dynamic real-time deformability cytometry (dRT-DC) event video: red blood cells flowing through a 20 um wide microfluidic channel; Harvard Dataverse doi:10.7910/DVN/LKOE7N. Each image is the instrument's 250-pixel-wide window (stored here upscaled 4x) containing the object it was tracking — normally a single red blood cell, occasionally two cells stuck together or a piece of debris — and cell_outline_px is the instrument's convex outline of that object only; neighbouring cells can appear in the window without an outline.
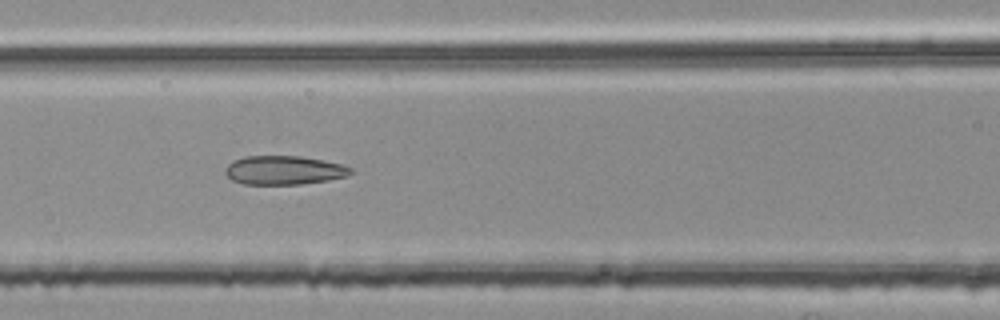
{"species": "common noctule bat (a hibernating species)", "species_latin": "Nyctalus noctula", "temperature_condition": "room temperature", "stored_images_in_passage": 52, "camera_frame_rate_fps": 3000, "um_per_image_px": 0.085, "animal": {"sex": "female", "body_mass_g": 25.1}, "frame": {"image": 1, "passage_image": 22, "time_ms": 7.0, "image_size_px": [1000, 320], "cell_outline_px": [[352, 172], [348, 176], [328, 180], [300, 184], [244, 184], [232, 180], [224, 172], [224, 168], [228, 164], [244, 156], [300, 156], [340, 164], [352, 168]], "centroid_in_image_um": [24.12, 14.47], "position_along_channel_um": 142.5, "area_um2": 20.92}}
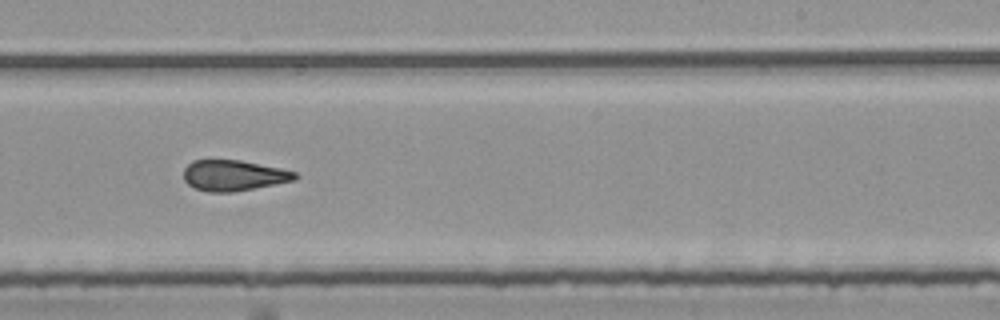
{"frame": {"image": 2, "passage_image": 32, "time_ms": 10.333, "image_size_px": [1000, 320], "cell_outline_px": [[300, 176], [296, 180], [276, 184], [232, 192], [208, 192], [196, 188], [188, 184], [184, 180], [184, 168], [192, 160], [240, 160], [280, 168], [296, 172]], "centroid_in_image_um": [19.88, 14.91], "position_along_channel_um": 269.1, "area_um2": 19.94}}
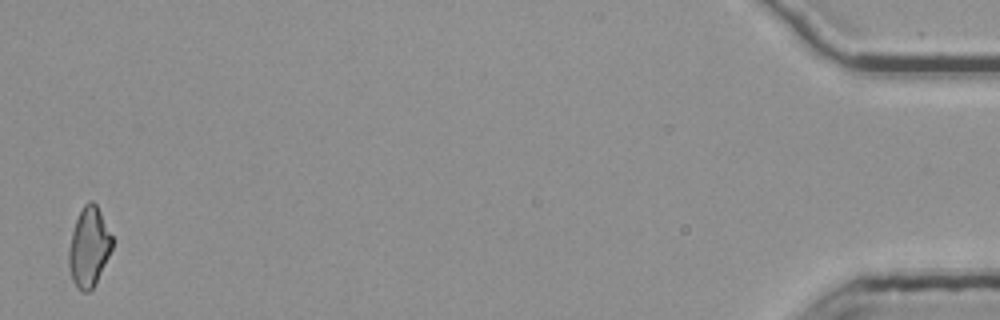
{"frame": {"image": 3, "passage_image": 52, "time_ms": 17.0, "image_size_px": [1000, 320], "cell_outline_px": [[112, 248], [96, 284], [88, 292], [80, 292], [76, 288], [72, 280], [68, 264], [68, 252], [72, 232], [76, 220], [84, 204], [88, 200], [92, 200], [96, 204], [112, 236]], "centroid_in_image_um": [7.54, 21.03], "position_along_channel_um": 427.7, "area_um2": 20.06}, "authors_computed_cell_mechanics": {"area_um2": 20.8658, "velocity_mm_per_s": 3.813, "shape_relaxation_time_tau1_ms": null, "shape_relaxation_time_tau2_ms": 1.903, "deformation_change_tau1": null, "deformation_change_tau2": 0.1121}}